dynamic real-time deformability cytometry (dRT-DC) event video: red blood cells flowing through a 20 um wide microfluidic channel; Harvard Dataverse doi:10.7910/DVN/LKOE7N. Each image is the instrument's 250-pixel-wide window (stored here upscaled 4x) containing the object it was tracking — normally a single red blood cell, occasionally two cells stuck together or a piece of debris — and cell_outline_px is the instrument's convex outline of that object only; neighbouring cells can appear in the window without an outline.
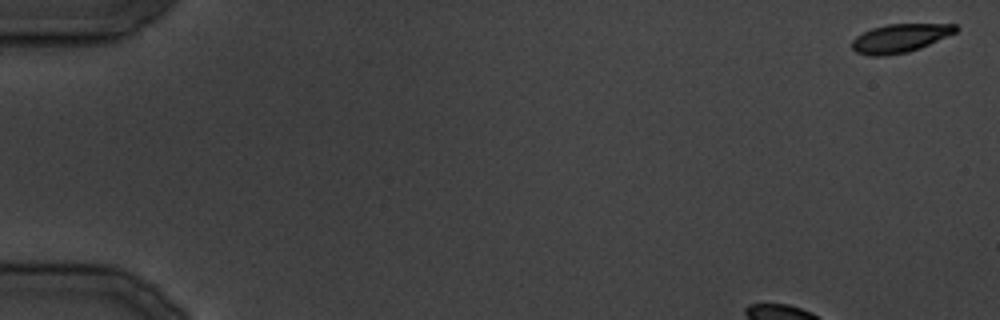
{"species": "common noctule bat (a hibernating species)", "species_latin": "Nyctalus noctula", "temperature_condition": "cold", "stored_images_in_passage": 23, "camera_frame_rate_fps": 3000, "um_per_image_px": 0.085, "animal": {"sex": "male", "body_mass_g": 19.5, "forearm_length_mm": 54.6}, "frame": {"image": 1, "passage_image": 1, "time_ms": 0.0, "image_size_px": [1000, 320], "cell_outline_px": [[960, 28], [956, 32], [920, 48], [908, 52], [884, 56], [868, 56], [856, 52], [852, 48], [852, 40], [856, 36], [872, 28], [888, 24], [956, 24]], "centroid_in_image_um": [76.49, 3.25], "position_along_channel_um": 8.5, "area_um2": 17.22}}
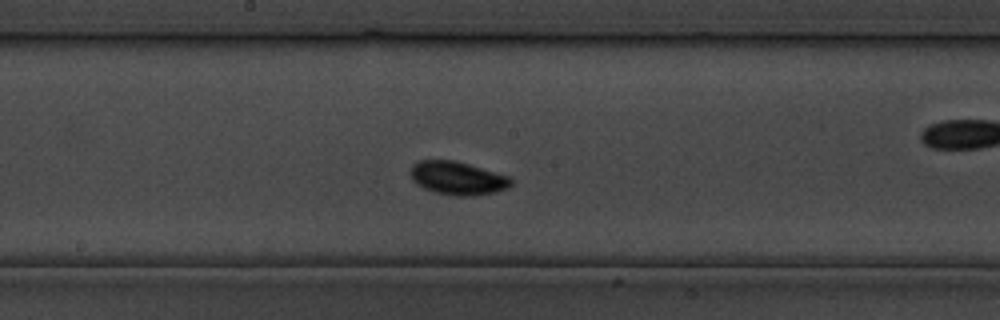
{"frame": {"image": 2, "passage_image": 17, "time_ms": 20.0, "image_size_px": [1000, 320], "cell_outline_px": [[512, 184], [508, 188], [496, 192], [472, 196], [460, 196], [436, 192], [424, 188], [416, 184], [412, 180], [412, 164], [420, 160], [452, 160], [468, 164], [496, 172], [508, 176], [512, 180]], "centroid_in_image_um": [38.91, 15.14], "position_along_channel_um": 209.3, "area_um2": 19.31}}